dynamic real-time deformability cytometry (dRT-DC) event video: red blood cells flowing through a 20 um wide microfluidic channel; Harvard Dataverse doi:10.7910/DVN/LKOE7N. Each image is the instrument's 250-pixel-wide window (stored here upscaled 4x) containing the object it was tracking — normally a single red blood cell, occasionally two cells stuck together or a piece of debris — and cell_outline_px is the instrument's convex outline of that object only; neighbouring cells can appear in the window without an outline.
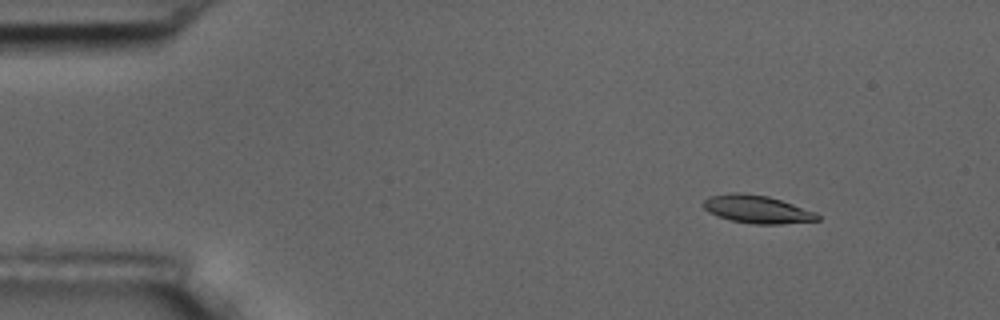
{"species": "common noctule bat (a hibernating species)", "species_latin": "Nyctalus noctula", "temperature_condition": "room temperature", "stored_images_in_passage": 4, "camera_frame_rate_fps": 3000, "um_per_image_px": 0.085, "animal": {"sex": "male", "body_mass_g": 17.5, "forearm_length_mm": 52.3}, "frame": {"image": 1, "passage_image": 2, "time_ms": 1.0, "image_size_px": [1000, 320], "cell_outline_px": [[820, 220], [780, 224], [752, 224], [732, 220], [716, 216], [708, 212], [700, 204], [708, 196], [732, 192], [740, 192], [768, 196], [816, 212], [820, 216]], "centroid_in_image_um": [64.3, 17.78], "position_along_channel_um": 20.7, "area_um2": 18.67}}